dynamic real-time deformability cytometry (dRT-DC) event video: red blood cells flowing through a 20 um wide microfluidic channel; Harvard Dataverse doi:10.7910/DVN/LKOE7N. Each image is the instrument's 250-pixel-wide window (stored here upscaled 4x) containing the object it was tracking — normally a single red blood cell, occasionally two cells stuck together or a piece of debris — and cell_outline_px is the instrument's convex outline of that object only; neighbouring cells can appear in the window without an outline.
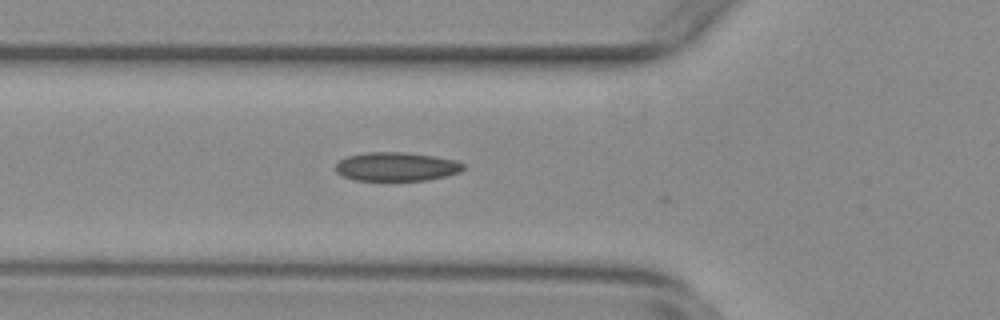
{"species": "common noctule bat (a hibernating species)", "species_latin": "Nyctalus noctula", "temperature_condition": "warm", "stored_images_in_passage": 5, "camera_frame_rate_fps": 3000, "um_per_image_px": 0.085, "animal": {"sex": "female", "body_mass_g": 29.2, "forearm_length_mm": 56.3}, "frame": {"image": 1, "passage_image": 2, "time_ms": 0.333, "image_size_px": [1000, 320], "cell_outline_px": [[464, 168], [460, 172], [428, 180], [356, 180], [344, 176], [336, 172], [336, 164], [340, 160], [348, 156], [364, 152], [404, 152], [432, 156], [456, 160], [464, 164]], "centroid_in_image_um": [33.69, 14.16], "position_along_channel_um": 92.1, "area_um2": 21.27}}